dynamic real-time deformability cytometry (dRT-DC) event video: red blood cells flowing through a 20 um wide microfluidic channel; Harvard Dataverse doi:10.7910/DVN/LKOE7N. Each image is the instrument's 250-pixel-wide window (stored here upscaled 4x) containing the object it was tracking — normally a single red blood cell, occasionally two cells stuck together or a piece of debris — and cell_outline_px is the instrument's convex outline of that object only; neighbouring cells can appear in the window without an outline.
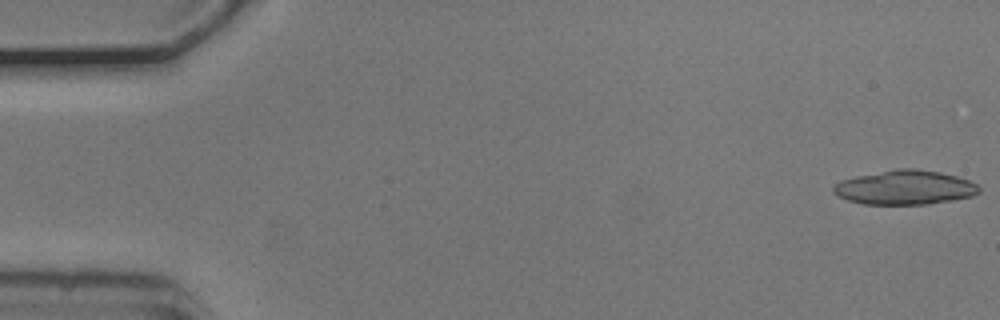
{"species": "common noctule bat (a hibernating species)", "species_latin": "Nyctalus noctula", "temperature_condition": "cold", "stored_images_in_passage": 9, "camera_frame_rate_fps": 3000, "um_per_image_px": 0.085, "animal": {"sex": "male", "body_mass_g": 20.5, "forearm_length_mm": 52.5}, "frame": {"image": 1, "passage_image": 1, "time_ms": 0.0, "image_size_px": [1000, 320], "cell_outline_px": [[980, 192], [972, 196], [952, 200], [928, 204], [864, 204], [848, 200], [832, 192], [832, 184], [840, 180], [856, 176], [896, 168], [916, 168], [940, 172], [956, 176], [968, 180], [976, 184], [980, 188]], "centroid_in_image_um": [76.89, 15.93], "position_along_channel_um": 8.1, "area_um2": 29.19}}